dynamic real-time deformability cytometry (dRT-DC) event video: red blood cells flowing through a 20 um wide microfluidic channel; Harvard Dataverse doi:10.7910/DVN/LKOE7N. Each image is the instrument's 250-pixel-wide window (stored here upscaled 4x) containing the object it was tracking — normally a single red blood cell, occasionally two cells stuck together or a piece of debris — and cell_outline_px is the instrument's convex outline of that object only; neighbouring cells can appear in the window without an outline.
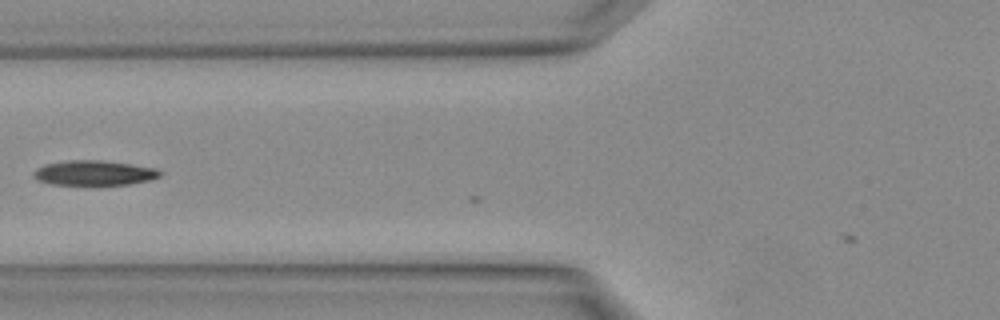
{"species": "Egyptian fruit bat (a non-hibernating species)", "species_latin": "Rousettus aegyptiacus", "temperature_condition": "warm", "stored_images_in_passage": 4, "camera_frame_rate_fps": 3000, "um_per_image_px": 0.085, "animal": {"sex": "female"}, "frame": {"image": 1, "passage_image": 4, "time_ms": 1.0, "image_size_px": [1000, 320], "cell_outline_px": [[164, 172], [160, 176], [148, 180], [128, 184], [100, 188], [52, 184], [36, 180], [32, 176], [32, 172], [36, 168], [44, 164], [68, 160], [104, 160], [132, 164], [156, 168]], "centroid_in_image_um": [7.97, 14.74], "position_along_channel_um": 117.8, "area_um2": 19.48}}